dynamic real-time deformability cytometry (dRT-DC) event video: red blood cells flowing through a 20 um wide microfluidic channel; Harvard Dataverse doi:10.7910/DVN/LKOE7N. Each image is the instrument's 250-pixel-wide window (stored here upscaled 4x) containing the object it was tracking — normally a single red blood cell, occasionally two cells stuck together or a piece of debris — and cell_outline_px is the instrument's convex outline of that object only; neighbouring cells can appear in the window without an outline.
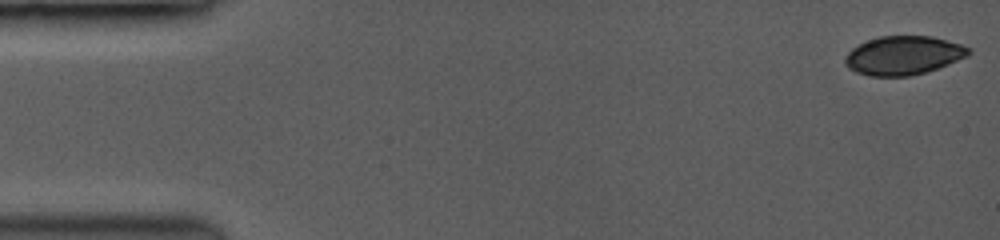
{"species": "common noctule bat (a hibernating species)", "species_latin": "Nyctalus noctula", "temperature_condition": "room temperature", "stored_images_in_passage": 53, "camera_frame_rate_fps": 3500, "um_per_image_px": 0.085, "animal": {"sex": "female", "body_mass_g": 19.0, "forearm_length_mm": 53.3}, "frame": {"image": 1, "passage_image": 1, "time_ms": 0.0, "image_size_px": [1000, 240], "cell_outline_px": [[968, 52], [964, 56], [948, 64], [928, 72], [908, 76], [868, 76], [856, 72], [848, 68], [844, 60], [848, 52], [852, 48], [868, 40], [880, 36], [928, 36], [960, 44], [968, 48]], "centroid_in_image_um": [76.72, 4.72], "position_along_channel_um": 8.3, "area_um2": 27.46}}
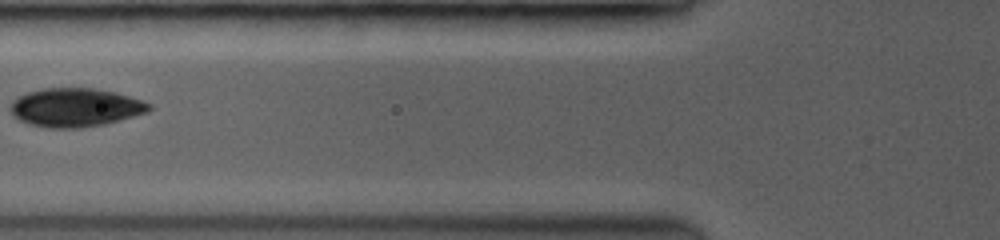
{"frame": {"image": 2, "passage_image": 25, "time_ms": 6.286, "image_size_px": [1000, 240], "cell_outline_px": [[152, 108], [148, 112], [104, 124], [80, 128], [48, 128], [32, 124], [20, 120], [12, 112], [12, 104], [20, 96], [28, 92], [44, 88], [92, 88], [112, 92], [128, 96], [140, 100], [148, 104]], "centroid_in_image_um": [6.43, 9.14], "position_along_channel_um": 119.4, "area_um2": 30.52}}
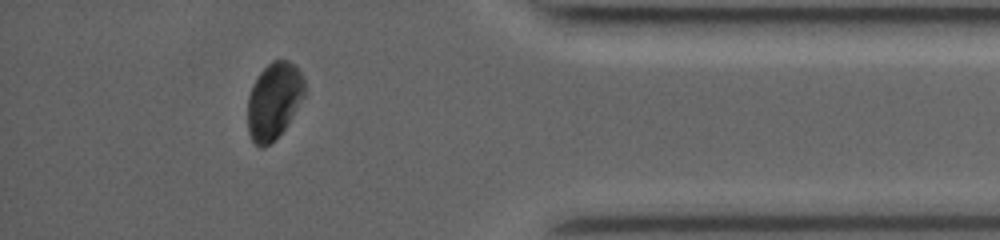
{"frame": {"image": 3, "passage_image": 43, "time_ms": 14.0, "image_size_px": [1000, 240], "cell_outline_px": [[304, 96], [284, 128], [264, 148], [260, 148], [252, 140], [248, 132], [248, 96], [252, 84], [260, 72], [272, 60], [288, 60], [300, 72], [304, 80]], "centroid_in_image_um": [23.25, 8.55], "position_along_channel_um": 411.9, "area_um2": 24.97}, "authors_computed_cell_mechanics": {"area_um2": 28.2064, "velocity_mm_per_s": 4.0316, "shape_relaxation_time_tau1_ms": 2.4819, "shape_relaxation_time_tau2_ms": null, "deformation_change_tau1": 0.1489, "deformation_change_tau2": null}}